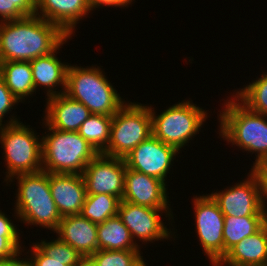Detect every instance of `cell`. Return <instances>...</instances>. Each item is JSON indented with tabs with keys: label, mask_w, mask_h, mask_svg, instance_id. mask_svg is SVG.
I'll list each match as a JSON object with an SVG mask.
<instances>
[{
	"label": "cell",
	"mask_w": 267,
	"mask_h": 266,
	"mask_svg": "<svg viewBox=\"0 0 267 266\" xmlns=\"http://www.w3.org/2000/svg\"><path fill=\"white\" fill-rule=\"evenodd\" d=\"M69 38L59 26L37 15L0 22V62L48 55Z\"/></svg>",
	"instance_id": "6da1fadb"
},
{
	"label": "cell",
	"mask_w": 267,
	"mask_h": 266,
	"mask_svg": "<svg viewBox=\"0 0 267 266\" xmlns=\"http://www.w3.org/2000/svg\"><path fill=\"white\" fill-rule=\"evenodd\" d=\"M227 101L219 115L220 135L232 145L257 153L254 168L267 158V116L250 111L237 98Z\"/></svg>",
	"instance_id": "7a4b0ae2"
},
{
	"label": "cell",
	"mask_w": 267,
	"mask_h": 266,
	"mask_svg": "<svg viewBox=\"0 0 267 266\" xmlns=\"http://www.w3.org/2000/svg\"><path fill=\"white\" fill-rule=\"evenodd\" d=\"M51 131L43 136L42 170L55 174H82L99 153L76 131Z\"/></svg>",
	"instance_id": "3957f363"
},
{
	"label": "cell",
	"mask_w": 267,
	"mask_h": 266,
	"mask_svg": "<svg viewBox=\"0 0 267 266\" xmlns=\"http://www.w3.org/2000/svg\"><path fill=\"white\" fill-rule=\"evenodd\" d=\"M15 178L18 179L16 216L28 225L55 231L62 217L51 196L49 172L18 174Z\"/></svg>",
	"instance_id": "277c9868"
},
{
	"label": "cell",
	"mask_w": 267,
	"mask_h": 266,
	"mask_svg": "<svg viewBox=\"0 0 267 266\" xmlns=\"http://www.w3.org/2000/svg\"><path fill=\"white\" fill-rule=\"evenodd\" d=\"M65 94L83 103L91 114L113 116L124 104L99 67L68 66Z\"/></svg>",
	"instance_id": "5b68a950"
},
{
	"label": "cell",
	"mask_w": 267,
	"mask_h": 266,
	"mask_svg": "<svg viewBox=\"0 0 267 266\" xmlns=\"http://www.w3.org/2000/svg\"><path fill=\"white\" fill-rule=\"evenodd\" d=\"M4 125L0 126V142L7 162L6 181L12 182L18 174L42 171V142L37 133L15 117Z\"/></svg>",
	"instance_id": "8992f818"
},
{
	"label": "cell",
	"mask_w": 267,
	"mask_h": 266,
	"mask_svg": "<svg viewBox=\"0 0 267 266\" xmlns=\"http://www.w3.org/2000/svg\"><path fill=\"white\" fill-rule=\"evenodd\" d=\"M149 109L152 135L178 151L199 132L207 118L206 111L190 100L174 104L158 116L151 106Z\"/></svg>",
	"instance_id": "52a82bcc"
},
{
	"label": "cell",
	"mask_w": 267,
	"mask_h": 266,
	"mask_svg": "<svg viewBox=\"0 0 267 266\" xmlns=\"http://www.w3.org/2000/svg\"><path fill=\"white\" fill-rule=\"evenodd\" d=\"M151 135L149 106L125 103L112 117L110 141L103 154L125 158Z\"/></svg>",
	"instance_id": "ba28073f"
},
{
	"label": "cell",
	"mask_w": 267,
	"mask_h": 266,
	"mask_svg": "<svg viewBox=\"0 0 267 266\" xmlns=\"http://www.w3.org/2000/svg\"><path fill=\"white\" fill-rule=\"evenodd\" d=\"M244 182L222 192L211 193L224 216H267V208L258 175L251 170Z\"/></svg>",
	"instance_id": "9c48e42d"
},
{
	"label": "cell",
	"mask_w": 267,
	"mask_h": 266,
	"mask_svg": "<svg viewBox=\"0 0 267 266\" xmlns=\"http://www.w3.org/2000/svg\"><path fill=\"white\" fill-rule=\"evenodd\" d=\"M197 235L212 265L224 257V214L211 195L194 197Z\"/></svg>",
	"instance_id": "30bf717a"
},
{
	"label": "cell",
	"mask_w": 267,
	"mask_h": 266,
	"mask_svg": "<svg viewBox=\"0 0 267 266\" xmlns=\"http://www.w3.org/2000/svg\"><path fill=\"white\" fill-rule=\"evenodd\" d=\"M126 168L123 158L99 153L82 173L87 195L109 194L122 200Z\"/></svg>",
	"instance_id": "8fae6325"
},
{
	"label": "cell",
	"mask_w": 267,
	"mask_h": 266,
	"mask_svg": "<svg viewBox=\"0 0 267 266\" xmlns=\"http://www.w3.org/2000/svg\"><path fill=\"white\" fill-rule=\"evenodd\" d=\"M179 151L151 135L135 147L124 159L126 167L155 177L165 183L174 156Z\"/></svg>",
	"instance_id": "7c38bea8"
},
{
	"label": "cell",
	"mask_w": 267,
	"mask_h": 266,
	"mask_svg": "<svg viewBox=\"0 0 267 266\" xmlns=\"http://www.w3.org/2000/svg\"><path fill=\"white\" fill-rule=\"evenodd\" d=\"M165 211L171 215L169 209H156L146 206L135 205L121 200L118 208V216L124 225L129 229L132 239L140 238L143 242L168 239L169 232L161 221L158 213Z\"/></svg>",
	"instance_id": "4fadbf2b"
},
{
	"label": "cell",
	"mask_w": 267,
	"mask_h": 266,
	"mask_svg": "<svg viewBox=\"0 0 267 266\" xmlns=\"http://www.w3.org/2000/svg\"><path fill=\"white\" fill-rule=\"evenodd\" d=\"M166 183L126 168L123 201L156 209H169Z\"/></svg>",
	"instance_id": "5bb4252c"
},
{
	"label": "cell",
	"mask_w": 267,
	"mask_h": 266,
	"mask_svg": "<svg viewBox=\"0 0 267 266\" xmlns=\"http://www.w3.org/2000/svg\"><path fill=\"white\" fill-rule=\"evenodd\" d=\"M49 187L61 217L81 213L87 195L82 174L49 173Z\"/></svg>",
	"instance_id": "9a60e30c"
},
{
	"label": "cell",
	"mask_w": 267,
	"mask_h": 266,
	"mask_svg": "<svg viewBox=\"0 0 267 266\" xmlns=\"http://www.w3.org/2000/svg\"><path fill=\"white\" fill-rule=\"evenodd\" d=\"M45 126L60 131H78L82 123L91 115L81 102L71 99L65 93L47 98Z\"/></svg>",
	"instance_id": "2e32d148"
},
{
	"label": "cell",
	"mask_w": 267,
	"mask_h": 266,
	"mask_svg": "<svg viewBox=\"0 0 267 266\" xmlns=\"http://www.w3.org/2000/svg\"><path fill=\"white\" fill-rule=\"evenodd\" d=\"M98 224L91 222L81 214L62 217L54 231L58 238L77 250L84 258L98 250Z\"/></svg>",
	"instance_id": "e0dca14e"
},
{
	"label": "cell",
	"mask_w": 267,
	"mask_h": 266,
	"mask_svg": "<svg viewBox=\"0 0 267 266\" xmlns=\"http://www.w3.org/2000/svg\"><path fill=\"white\" fill-rule=\"evenodd\" d=\"M90 11L87 0H36V15L59 26L68 36Z\"/></svg>",
	"instance_id": "ac0fdd59"
},
{
	"label": "cell",
	"mask_w": 267,
	"mask_h": 266,
	"mask_svg": "<svg viewBox=\"0 0 267 266\" xmlns=\"http://www.w3.org/2000/svg\"><path fill=\"white\" fill-rule=\"evenodd\" d=\"M258 266L267 264V223L253 235L245 237L213 266Z\"/></svg>",
	"instance_id": "d6986e66"
},
{
	"label": "cell",
	"mask_w": 267,
	"mask_h": 266,
	"mask_svg": "<svg viewBox=\"0 0 267 266\" xmlns=\"http://www.w3.org/2000/svg\"><path fill=\"white\" fill-rule=\"evenodd\" d=\"M61 47L60 45L54 52L29 61L35 91L38 86H44L48 89V98L65 93L66 90L67 69L69 65L63 64L55 55L56 51ZM57 85H62L64 88L62 92L61 90L60 92L53 91Z\"/></svg>",
	"instance_id": "ffe728a7"
},
{
	"label": "cell",
	"mask_w": 267,
	"mask_h": 266,
	"mask_svg": "<svg viewBox=\"0 0 267 266\" xmlns=\"http://www.w3.org/2000/svg\"><path fill=\"white\" fill-rule=\"evenodd\" d=\"M97 239L98 250H139L140 248L118 215L98 224Z\"/></svg>",
	"instance_id": "44dd1931"
},
{
	"label": "cell",
	"mask_w": 267,
	"mask_h": 266,
	"mask_svg": "<svg viewBox=\"0 0 267 266\" xmlns=\"http://www.w3.org/2000/svg\"><path fill=\"white\" fill-rule=\"evenodd\" d=\"M0 75L19 102L35 92L29 61L0 62Z\"/></svg>",
	"instance_id": "7402d4cb"
},
{
	"label": "cell",
	"mask_w": 267,
	"mask_h": 266,
	"mask_svg": "<svg viewBox=\"0 0 267 266\" xmlns=\"http://www.w3.org/2000/svg\"><path fill=\"white\" fill-rule=\"evenodd\" d=\"M267 223V216H224V256L245 237L253 235Z\"/></svg>",
	"instance_id": "603a6c76"
},
{
	"label": "cell",
	"mask_w": 267,
	"mask_h": 266,
	"mask_svg": "<svg viewBox=\"0 0 267 266\" xmlns=\"http://www.w3.org/2000/svg\"><path fill=\"white\" fill-rule=\"evenodd\" d=\"M112 117L91 114L77 131L98 153H104L109 144Z\"/></svg>",
	"instance_id": "cb8c5ba5"
},
{
	"label": "cell",
	"mask_w": 267,
	"mask_h": 266,
	"mask_svg": "<svg viewBox=\"0 0 267 266\" xmlns=\"http://www.w3.org/2000/svg\"><path fill=\"white\" fill-rule=\"evenodd\" d=\"M120 199L114 195H86L81 215L93 223H103L110 217L118 215Z\"/></svg>",
	"instance_id": "d4e9b609"
},
{
	"label": "cell",
	"mask_w": 267,
	"mask_h": 266,
	"mask_svg": "<svg viewBox=\"0 0 267 266\" xmlns=\"http://www.w3.org/2000/svg\"><path fill=\"white\" fill-rule=\"evenodd\" d=\"M250 111L267 116V74L242 88L233 96Z\"/></svg>",
	"instance_id": "484cf974"
},
{
	"label": "cell",
	"mask_w": 267,
	"mask_h": 266,
	"mask_svg": "<svg viewBox=\"0 0 267 266\" xmlns=\"http://www.w3.org/2000/svg\"><path fill=\"white\" fill-rule=\"evenodd\" d=\"M89 258L96 266H146L139 250H97Z\"/></svg>",
	"instance_id": "4316f807"
},
{
	"label": "cell",
	"mask_w": 267,
	"mask_h": 266,
	"mask_svg": "<svg viewBox=\"0 0 267 266\" xmlns=\"http://www.w3.org/2000/svg\"><path fill=\"white\" fill-rule=\"evenodd\" d=\"M35 245L48 257L59 260H68V266H76L84 257L69 244L59 238L46 242L41 240Z\"/></svg>",
	"instance_id": "83f0119b"
},
{
	"label": "cell",
	"mask_w": 267,
	"mask_h": 266,
	"mask_svg": "<svg viewBox=\"0 0 267 266\" xmlns=\"http://www.w3.org/2000/svg\"><path fill=\"white\" fill-rule=\"evenodd\" d=\"M36 15V0H0L1 21H12Z\"/></svg>",
	"instance_id": "f1b7e54d"
},
{
	"label": "cell",
	"mask_w": 267,
	"mask_h": 266,
	"mask_svg": "<svg viewBox=\"0 0 267 266\" xmlns=\"http://www.w3.org/2000/svg\"><path fill=\"white\" fill-rule=\"evenodd\" d=\"M19 243V236H0V262L22 252Z\"/></svg>",
	"instance_id": "f546056e"
},
{
	"label": "cell",
	"mask_w": 267,
	"mask_h": 266,
	"mask_svg": "<svg viewBox=\"0 0 267 266\" xmlns=\"http://www.w3.org/2000/svg\"><path fill=\"white\" fill-rule=\"evenodd\" d=\"M16 103H19L18 99L7 88L4 79L0 75V126L3 125V116L9 113Z\"/></svg>",
	"instance_id": "4dcf8cb0"
},
{
	"label": "cell",
	"mask_w": 267,
	"mask_h": 266,
	"mask_svg": "<svg viewBox=\"0 0 267 266\" xmlns=\"http://www.w3.org/2000/svg\"><path fill=\"white\" fill-rule=\"evenodd\" d=\"M30 258L34 266H68V260L53 259L46 256L36 245L33 244Z\"/></svg>",
	"instance_id": "1f68e13d"
},
{
	"label": "cell",
	"mask_w": 267,
	"mask_h": 266,
	"mask_svg": "<svg viewBox=\"0 0 267 266\" xmlns=\"http://www.w3.org/2000/svg\"><path fill=\"white\" fill-rule=\"evenodd\" d=\"M252 170L258 175L264 200L267 199V158L262 160Z\"/></svg>",
	"instance_id": "d6a6232c"
},
{
	"label": "cell",
	"mask_w": 267,
	"mask_h": 266,
	"mask_svg": "<svg viewBox=\"0 0 267 266\" xmlns=\"http://www.w3.org/2000/svg\"><path fill=\"white\" fill-rule=\"evenodd\" d=\"M0 236H19L17 228L0 210Z\"/></svg>",
	"instance_id": "836d02e7"
},
{
	"label": "cell",
	"mask_w": 267,
	"mask_h": 266,
	"mask_svg": "<svg viewBox=\"0 0 267 266\" xmlns=\"http://www.w3.org/2000/svg\"><path fill=\"white\" fill-rule=\"evenodd\" d=\"M20 254L21 253H18V255L14 256L10 259L1 261L0 266H34L30 258H28L27 260L25 259V261H24V259L19 260V259H21V258H19ZM17 256H18V258H17Z\"/></svg>",
	"instance_id": "e575fe53"
},
{
	"label": "cell",
	"mask_w": 267,
	"mask_h": 266,
	"mask_svg": "<svg viewBox=\"0 0 267 266\" xmlns=\"http://www.w3.org/2000/svg\"><path fill=\"white\" fill-rule=\"evenodd\" d=\"M91 11L99 6H111V0H87Z\"/></svg>",
	"instance_id": "d590c367"
},
{
	"label": "cell",
	"mask_w": 267,
	"mask_h": 266,
	"mask_svg": "<svg viewBox=\"0 0 267 266\" xmlns=\"http://www.w3.org/2000/svg\"><path fill=\"white\" fill-rule=\"evenodd\" d=\"M131 2H132V0H111V6H114V7L125 6L126 7Z\"/></svg>",
	"instance_id": "8d00e7d4"
},
{
	"label": "cell",
	"mask_w": 267,
	"mask_h": 266,
	"mask_svg": "<svg viewBox=\"0 0 267 266\" xmlns=\"http://www.w3.org/2000/svg\"><path fill=\"white\" fill-rule=\"evenodd\" d=\"M76 266H96L95 263L89 258H83Z\"/></svg>",
	"instance_id": "74e56055"
}]
</instances>
